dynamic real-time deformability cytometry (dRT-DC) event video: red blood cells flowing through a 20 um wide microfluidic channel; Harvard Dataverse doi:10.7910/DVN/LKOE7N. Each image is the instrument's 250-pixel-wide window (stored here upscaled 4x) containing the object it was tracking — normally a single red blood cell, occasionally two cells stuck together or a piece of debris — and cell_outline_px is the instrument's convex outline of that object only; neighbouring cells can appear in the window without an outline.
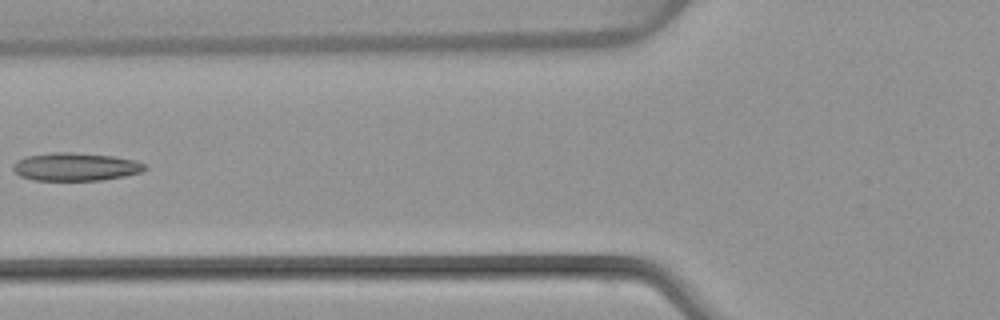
{"species": "common noctule bat (a hibernating species)", "species_latin": "Nyctalus noctula", "temperature_condition": "warm", "stored_images_in_passage": 3, "camera_frame_rate_fps": 3000, "um_per_image_px": 0.085, "animal": {"sex": "female", "body_mass_g": 22.7, "forearm_length_mm": 54.2}, "frame": {"image": 1, "passage_image": 3, "time_ms": 2.333, "image_size_px": [1000, 320], "cell_outline_px": [[148, 168], [140, 172], [124, 176], [100, 180], [32, 180], [20, 176], [12, 168], [12, 164], [16, 160], [28, 156], [56, 152], [72, 152], [112, 156], [136, 160], [148, 164]], "centroid_in_image_um": [6.44, 14.17], "position_along_channel_um": 119.4, "area_um2": 21.56}}